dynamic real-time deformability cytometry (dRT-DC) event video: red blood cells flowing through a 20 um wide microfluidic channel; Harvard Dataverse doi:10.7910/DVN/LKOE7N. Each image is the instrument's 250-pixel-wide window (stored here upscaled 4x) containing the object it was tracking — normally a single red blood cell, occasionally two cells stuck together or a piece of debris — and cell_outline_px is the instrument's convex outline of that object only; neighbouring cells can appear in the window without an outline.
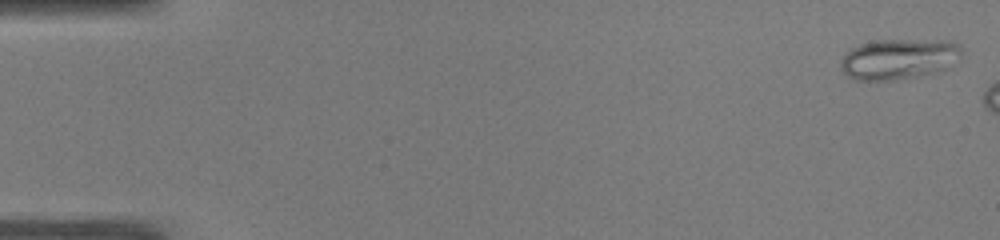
{"species": "common noctule bat (a hibernating species)", "species_latin": "Nyctalus noctula", "temperature_condition": "warm", "stored_images_in_passage": 6, "camera_frame_rate_fps": 3000, "um_per_image_px": 0.085, "animal": {"sex": "male", "body_mass_g": 19.0, "forearm_length_mm": 50.8}, "frame": {"image": 1, "passage_image": 1, "time_ms": 0.0, "image_size_px": [1000, 240], "cell_outline_px": [[960, 60], [948, 68], [936, 72], [900, 80], [852, 80], [840, 68], [840, 60], [852, 48], [860, 44], [876, 40], [944, 40], [960, 44]], "centroid_in_image_um": [76.41, 5.02], "position_along_channel_um": 8.6, "area_um2": 28.84}}